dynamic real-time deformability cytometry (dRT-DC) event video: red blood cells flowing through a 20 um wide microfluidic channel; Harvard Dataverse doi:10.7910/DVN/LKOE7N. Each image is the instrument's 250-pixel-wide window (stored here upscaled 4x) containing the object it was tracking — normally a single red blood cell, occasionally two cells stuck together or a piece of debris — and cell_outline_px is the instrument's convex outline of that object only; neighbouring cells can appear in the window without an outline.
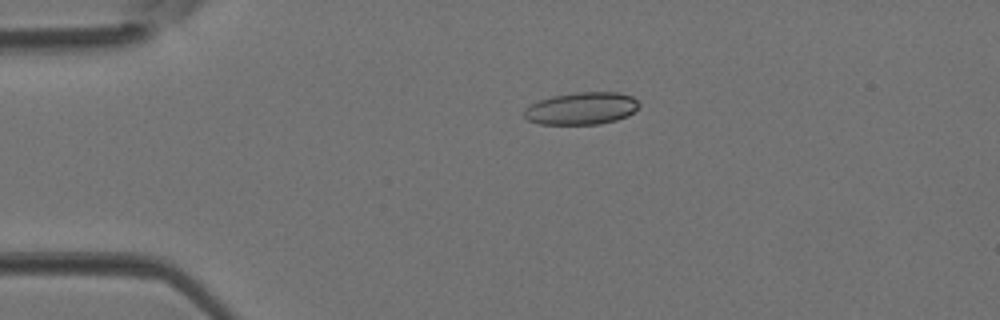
{"species": "Egyptian fruit bat (a non-hibernating species)", "species_latin": "Rousettus aegyptiacus", "temperature_condition": "room temperature", "stored_images_in_passage": 4, "camera_frame_rate_fps": 3000, "um_per_image_px": 0.085, "animal": {"sex": "female"}, "frame": {"image": 1, "passage_image": 3, "time_ms": 0.667, "image_size_px": [1000, 320], "cell_outline_px": [[640, 104], [628, 116], [616, 120], [600, 124], [540, 124], [528, 120], [524, 116], [524, 108], [540, 100], [552, 96], [576, 92], [620, 92], [632, 96]], "centroid_in_image_um": [49.43, 9.21], "position_along_channel_um": 35.6, "area_um2": 21.62}}